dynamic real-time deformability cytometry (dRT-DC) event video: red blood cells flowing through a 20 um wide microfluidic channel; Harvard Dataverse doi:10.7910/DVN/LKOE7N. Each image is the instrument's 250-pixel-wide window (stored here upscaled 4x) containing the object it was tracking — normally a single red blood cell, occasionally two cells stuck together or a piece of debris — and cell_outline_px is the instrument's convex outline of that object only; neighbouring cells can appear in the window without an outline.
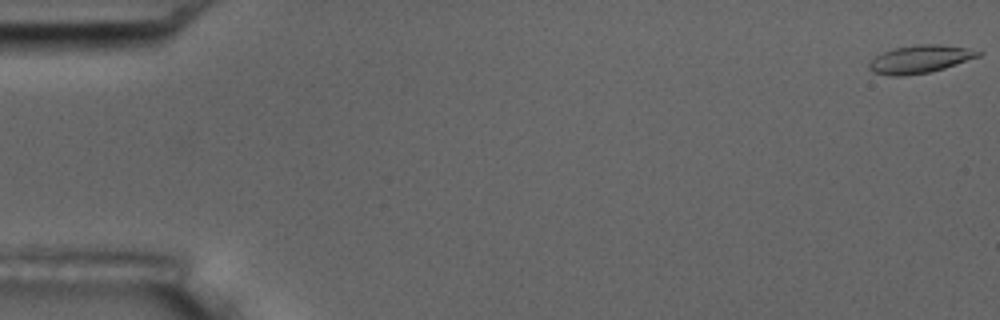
{"species": "common noctule bat (a hibernating species)", "species_latin": "Nyctalus noctula", "temperature_condition": "room temperature", "stored_images_in_passage": 6, "camera_frame_rate_fps": 3000, "um_per_image_px": 0.085, "animal": {"sex": "male", "body_mass_g": 17.5, "forearm_length_mm": 52.3}, "frame": {"image": 1, "passage_image": 1, "time_ms": 0.0, "image_size_px": [1000, 320], "cell_outline_px": [[980, 56], [944, 68], [928, 72], [904, 76], [888, 76], [872, 72], [868, 68], [868, 64], [876, 56], [884, 52], [896, 48], [920, 44], [940, 44], [968, 48], [980, 52]], "centroid_in_image_um": [78.17, 5.04], "position_along_channel_um": 6.8, "area_um2": 17.51}}